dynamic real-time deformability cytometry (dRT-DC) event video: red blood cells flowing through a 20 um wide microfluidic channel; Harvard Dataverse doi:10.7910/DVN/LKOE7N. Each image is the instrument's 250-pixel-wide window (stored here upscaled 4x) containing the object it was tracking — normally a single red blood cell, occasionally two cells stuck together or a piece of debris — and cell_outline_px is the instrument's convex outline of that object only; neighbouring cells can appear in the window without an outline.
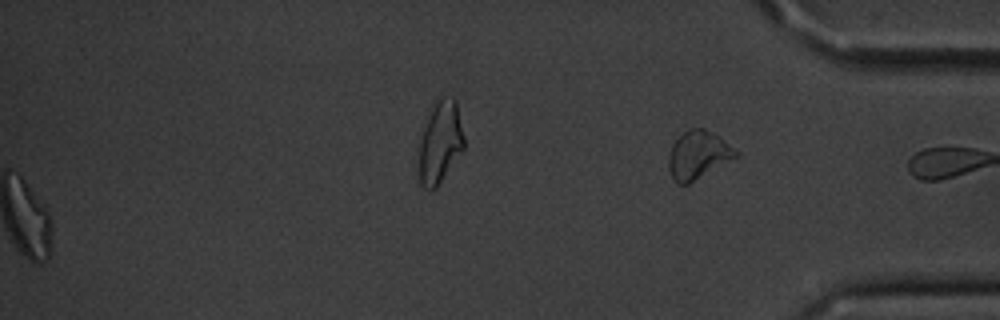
{"species": "common noctule bat (a hibernating species)", "species_latin": "Nyctalus noctula", "temperature_condition": "cold", "stored_images_in_passage": 57, "segment_of_instrument_passage": [2, 2], "camera_frame_rate_fps": 3000, "um_per_image_px": 0.085, "animal": {"sex": "male", "body_mass_g": 20.1, "forearm_length_mm": 53.5}, "frame": {"image": 1, "passage_image": 57, "time_ms": 18.667, "image_size_px": [1000, 320], "cell_outline_px": [[740, 156], [688, 184], [676, 184], [668, 168], [668, 156], [672, 144], [688, 128], [704, 128], [720, 136], [740, 152]], "centroid_in_image_um": [59.37, 13.17], "position_along_channel_um": 375.8, "area_um2": 19.07}}